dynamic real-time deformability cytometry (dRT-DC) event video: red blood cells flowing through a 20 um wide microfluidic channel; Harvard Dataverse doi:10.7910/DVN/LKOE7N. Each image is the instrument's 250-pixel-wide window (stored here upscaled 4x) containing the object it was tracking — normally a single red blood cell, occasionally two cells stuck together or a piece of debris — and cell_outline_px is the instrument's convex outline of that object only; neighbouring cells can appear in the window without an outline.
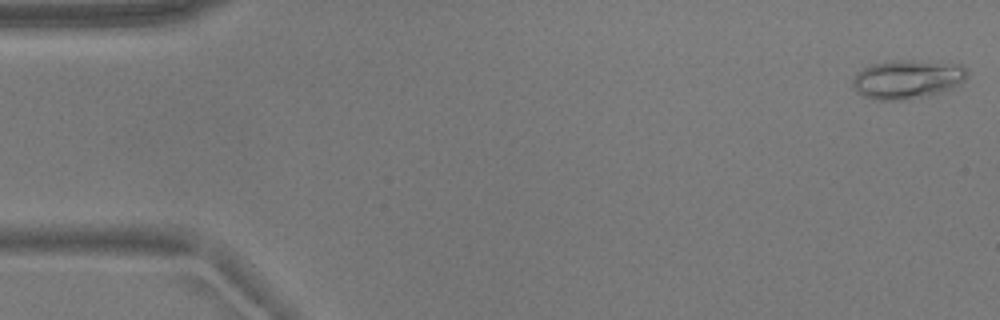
{"species": "common noctule bat (a hibernating species)", "species_latin": "Nyctalus noctula", "temperature_condition": "warm", "stored_images_in_passage": 16, "camera_frame_rate_fps": 3000, "um_per_image_px": 0.085, "animal": {"sex": "male", "body_mass_g": 17.9}, "frame": {"image": 1, "passage_image": 1, "time_ms": 0.0, "image_size_px": [1000, 320], "cell_outline_px": [[968, 76], [960, 84], [952, 88], [940, 92], [924, 96], [900, 100], [872, 100], [860, 96], [852, 88], [852, 80], [864, 68], [872, 64], [892, 60], [912, 60], [960, 64], [968, 72]], "centroid_in_image_um": [77.1, 6.75], "position_along_channel_um": 7.9, "area_um2": 26.01}}